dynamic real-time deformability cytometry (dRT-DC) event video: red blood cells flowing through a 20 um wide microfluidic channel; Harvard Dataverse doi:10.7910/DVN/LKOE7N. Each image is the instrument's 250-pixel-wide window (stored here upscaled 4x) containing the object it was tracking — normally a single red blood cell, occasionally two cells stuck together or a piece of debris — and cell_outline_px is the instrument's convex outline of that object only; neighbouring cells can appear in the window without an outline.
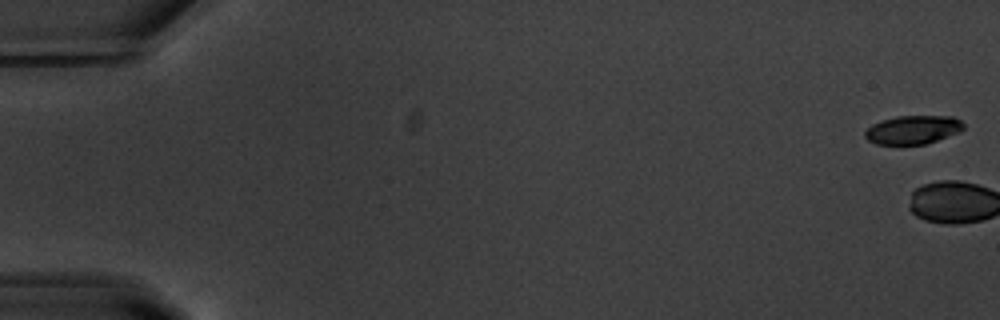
{"species": "common noctule bat (a hibernating species)", "species_latin": "Nyctalus noctula", "temperature_condition": "warm", "stored_images_in_passage": 3, "camera_frame_rate_fps": 3000, "um_per_image_px": 0.085, "animal": {"sex": "male", "body_mass_g": 20.1, "forearm_length_mm": 53.5}, "frame": {"image": 1, "passage_image": 1, "time_ms": 0.0, "image_size_px": [1000, 320], "cell_outline_px": [[964, 128], [960, 132], [924, 144], [876, 144], [868, 140], [864, 136], [864, 132], [872, 124], [896, 116], [952, 116], [960, 120], [964, 124]], "centroid_in_image_um": [77.6, 11.02], "position_along_channel_um": 7.4, "area_um2": 16.3}}